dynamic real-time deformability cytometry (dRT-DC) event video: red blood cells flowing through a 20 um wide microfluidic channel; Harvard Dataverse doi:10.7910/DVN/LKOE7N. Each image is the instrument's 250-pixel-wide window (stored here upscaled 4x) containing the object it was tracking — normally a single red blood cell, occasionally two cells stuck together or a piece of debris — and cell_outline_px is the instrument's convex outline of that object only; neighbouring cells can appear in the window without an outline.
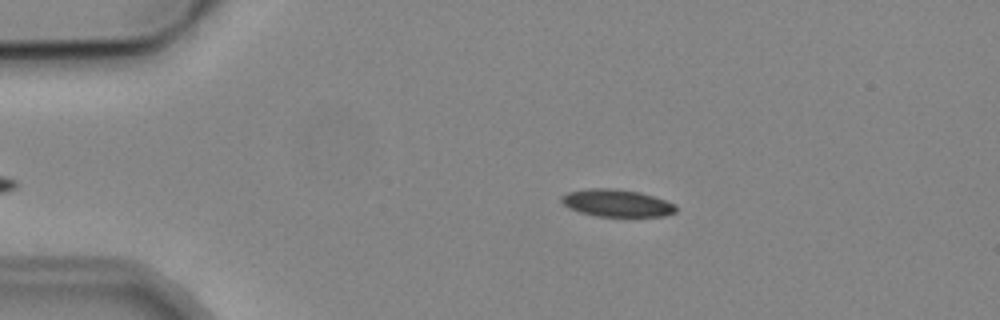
{"species": "common noctule bat (a hibernating species)", "species_latin": "Nyctalus noctula", "temperature_condition": "cold", "stored_images_in_passage": 3, "camera_frame_rate_fps": 3000, "um_per_image_px": 0.085, "animal": {"sex": "male", "body_mass_g": 19.2, "forearm_length_mm": 51.8}, "frame": {"image": 1, "passage_image": 1, "time_ms": 0.0, "image_size_px": [1000, 320], "cell_outline_px": [[676, 212], [668, 216], [596, 216], [580, 212], [568, 208], [560, 200], [560, 196], [568, 192], [588, 188], [616, 188], [640, 192], [676, 204]], "centroid_in_image_um": [52.42, 17.25], "position_along_channel_um": 32.6, "area_um2": 18.32}}
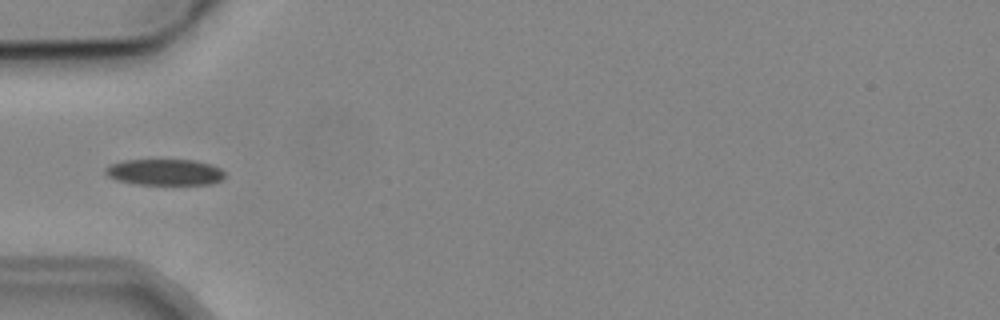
{"frame": {"image": 2, "passage_image": 3, "time_ms": 2.333, "image_size_px": [1000, 320], "cell_outline_px": [[224, 176], [220, 180], [212, 184], [132, 184], [116, 180], [108, 176], [104, 172], [104, 168], [108, 164], [124, 160], [196, 160], [212, 164], [220, 168], [224, 172]], "centroid_in_image_um": [13.97, 14.63], "position_along_channel_um": 71.0, "area_um2": 18.38}}